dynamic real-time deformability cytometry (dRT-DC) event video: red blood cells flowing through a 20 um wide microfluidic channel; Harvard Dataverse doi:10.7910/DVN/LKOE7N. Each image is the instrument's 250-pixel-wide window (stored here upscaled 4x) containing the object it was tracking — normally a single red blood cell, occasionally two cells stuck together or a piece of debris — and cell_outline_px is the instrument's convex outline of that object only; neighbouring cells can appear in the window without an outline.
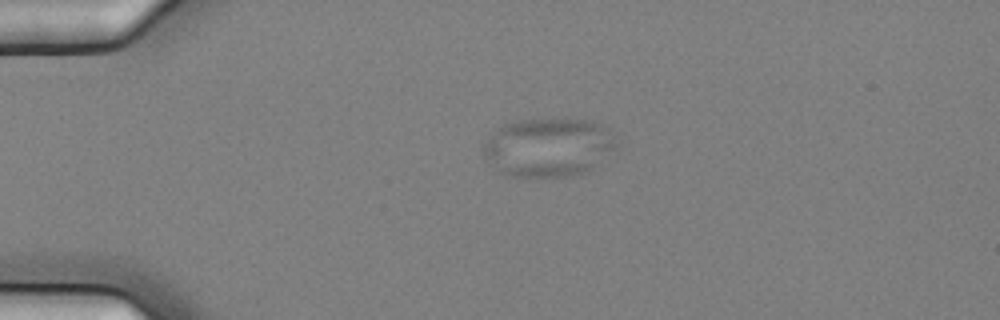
{"species": "common noctule bat (a hibernating species)", "species_latin": "Nyctalus noctula", "temperature_condition": "cold", "stored_images_in_passage": 2, "camera_frame_rate_fps": 3000, "um_per_image_px": 0.085, "animal": {"sex": "female", "body_mass_g": 25.1}, "frame": {"image": 1, "passage_image": 1, "time_ms": 0.0, "image_size_px": [1000, 320], "cell_outline_px": [[616, 144], [588, 172], [568, 176], [512, 176], [500, 172], [496, 168], [484, 152], [484, 144], [488, 136], [496, 128], [504, 124], [516, 120], [568, 116], [600, 124], [616, 132]], "centroid_in_image_um": [46.63, 12.45], "position_along_channel_um": 38.4, "area_um2": 45.78}}